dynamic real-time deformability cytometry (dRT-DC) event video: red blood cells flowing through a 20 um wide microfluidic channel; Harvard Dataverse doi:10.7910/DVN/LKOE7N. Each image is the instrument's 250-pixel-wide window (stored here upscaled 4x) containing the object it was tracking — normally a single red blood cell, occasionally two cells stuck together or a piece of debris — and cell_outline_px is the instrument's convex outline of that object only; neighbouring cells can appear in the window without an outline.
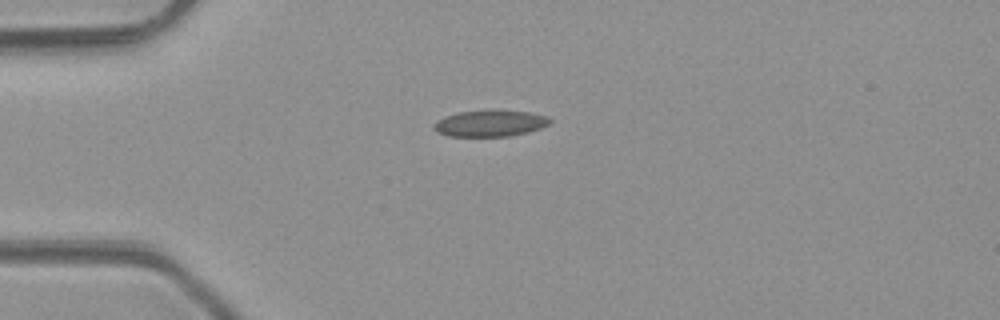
{"species": "common noctule bat (a hibernating species)", "species_latin": "Nyctalus noctula", "temperature_condition": "room temperature", "stored_images_in_passage": 3, "camera_frame_rate_fps": 3000, "um_per_image_px": 0.085, "animal": {"sex": "male", "body_mass_g": 23.1, "forearm_length_mm": 52.7}, "frame": {"image": 1, "passage_image": 1, "time_ms": 0.0, "image_size_px": [1000, 320], "cell_outline_px": [[552, 120], [548, 124], [540, 128], [528, 132], [508, 136], [448, 136], [436, 132], [432, 128], [432, 124], [436, 120], [444, 116], [460, 112], [532, 112], [548, 116]], "centroid_in_image_um": [41.61, 10.51], "position_along_channel_um": 43.4, "area_um2": 17.4}}
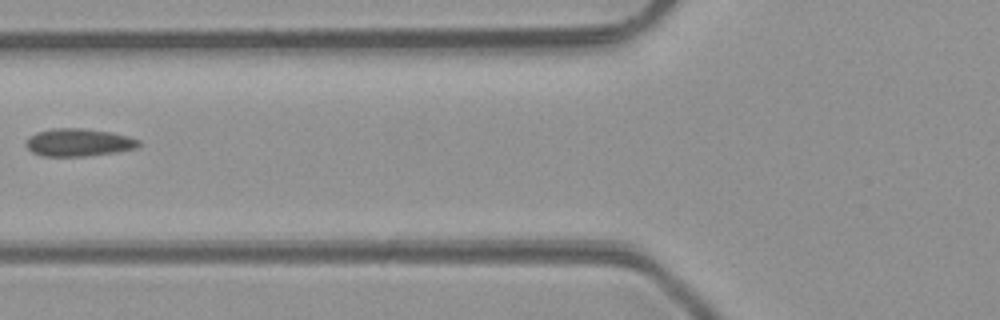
{"frame": {"image": 2, "passage_image": 3, "time_ms": 2.333, "image_size_px": [1000, 320], "cell_outline_px": [[140, 144], [136, 148], [116, 152], [84, 156], [44, 156], [32, 152], [24, 144], [28, 136], [36, 132], [52, 128], [84, 128], [112, 132], [128, 136], [140, 140]], "centroid_in_image_um": [6.66, 12.09], "position_along_channel_um": 119.1, "area_um2": 18.32}}